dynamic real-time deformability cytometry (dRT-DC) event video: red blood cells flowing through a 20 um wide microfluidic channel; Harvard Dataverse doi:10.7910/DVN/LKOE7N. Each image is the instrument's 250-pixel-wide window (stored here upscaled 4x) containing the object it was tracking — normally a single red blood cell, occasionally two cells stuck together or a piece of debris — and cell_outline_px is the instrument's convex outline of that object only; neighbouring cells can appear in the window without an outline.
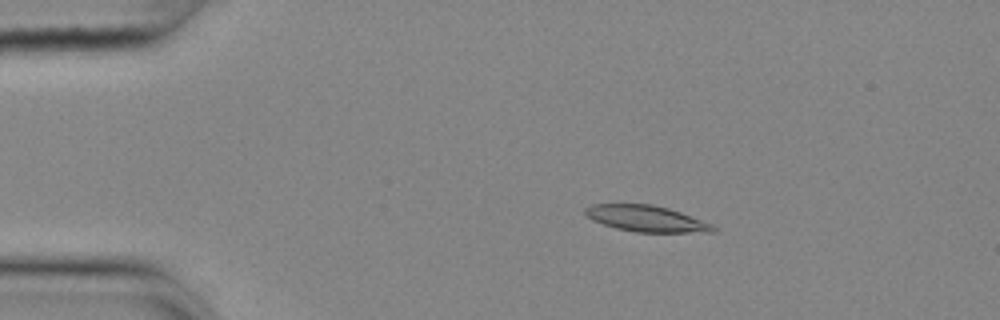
{"species": "common noctule bat (a hibernating species)", "species_latin": "Nyctalus noctula", "temperature_condition": "cold", "stored_images_in_passage": 46, "camera_frame_rate_fps": 3000, "um_per_image_px": 0.085, "animal": {"sex": "female", "body_mass_g": 25.1}, "frame": {"image": 1, "passage_image": 1, "time_ms": 0.0, "image_size_px": [1000, 320], "cell_outline_px": [[716, 232], [636, 232], [616, 228], [592, 220], [584, 212], [584, 208], [592, 204], [652, 204], [668, 208], [680, 212], [712, 224], [716, 228]], "centroid_in_image_um": [54.93, 18.58], "position_along_channel_um": 30.1, "area_um2": 19.36}}
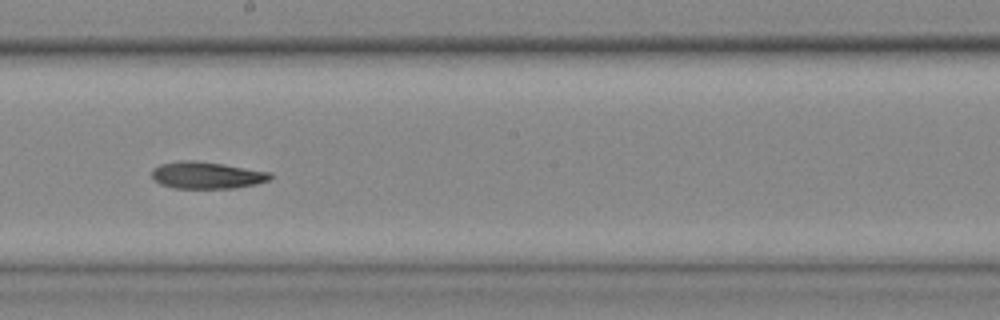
{"frame": {"image": 2, "passage_image": 22, "time_ms": 7.0, "image_size_px": [1000, 320], "cell_outline_px": [[272, 176], [268, 180], [256, 184], [232, 188], [176, 188], [160, 184], [152, 176], [152, 168], [160, 164], [180, 160], [196, 160], [224, 164], [272, 172]], "centroid_in_image_um": [17.57, 14.88], "position_along_channel_um": 230.6, "area_um2": 18.61}}
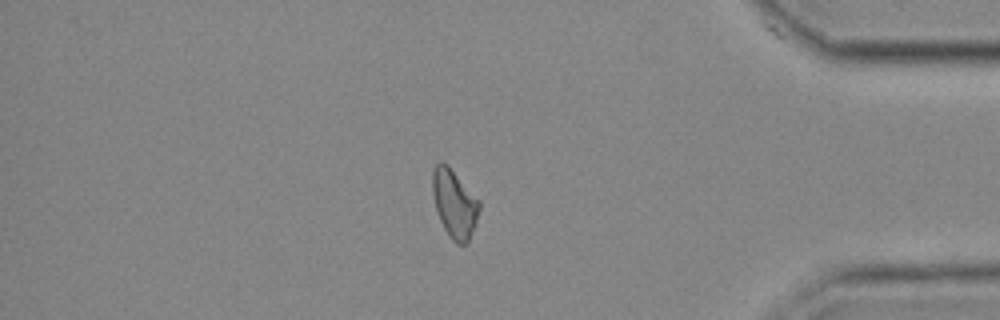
{"frame": {"image": 3, "passage_image": 38, "time_ms": 12.333, "image_size_px": [1000, 320], "cell_outline_px": [[480, 208], [476, 224], [468, 244], [456, 244], [448, 236], [436, 212], [432, 192], [432, 172], [436, 164], [440, 160], [480, 200]], "centroid_in_image_um": [38.63, 17.38], "position_along_channel_um": 396.6, "area_um2": 18.5}, "authors_computed_cell_mechanics": {"area_um2": 18.9873, "velocity_mm_per_s": 3.6594, "shape_relaxation_time_tau1_ms": 4.7632, "shape_relaxation_time_tau2_ms": null, "deformation_change_tau1": 0.1158, "deformation_change_tau2": null}}